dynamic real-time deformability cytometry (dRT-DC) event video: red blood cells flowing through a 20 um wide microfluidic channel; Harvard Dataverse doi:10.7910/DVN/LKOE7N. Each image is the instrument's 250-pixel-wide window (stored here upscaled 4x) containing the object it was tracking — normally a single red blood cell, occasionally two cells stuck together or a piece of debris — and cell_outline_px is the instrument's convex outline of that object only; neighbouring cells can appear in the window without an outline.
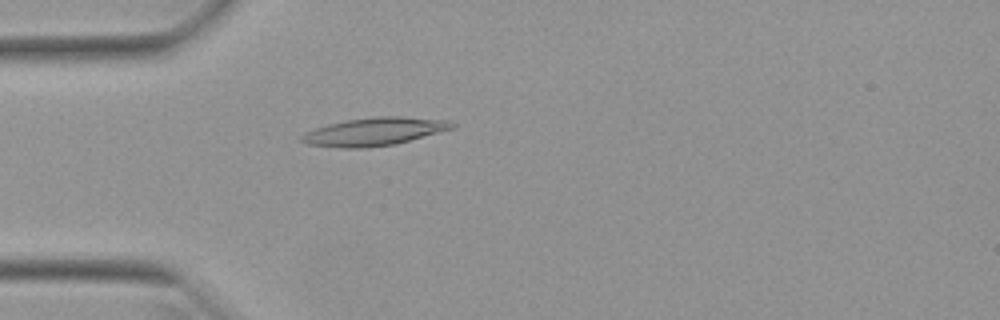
{"species": "Egyptian fruit bat (a non-hibernating species)", "species_latin": "Rousettus aegyptiacus", "temperature_condition": "warm", "stored_images_in_passage": 44, "camera_frame_rate_fps": 3000, "um_per_image_px": 0.085, "animal": {"sex": "female"}, "frame": {"image": 1, "passage_image": 7, "time_ms": 2.0, "image_size_px": [1000, 320], "cell_outline_px": [[456, 128], [396, 144], [364, 148], [344, 148], [308, 144], [300, 140], [300, 136], [304, 132], [328, 124], [348, 120], [376, 116], [400, 116], [448, 120], [456, 124]], "centroid_in_image_um": [31.85, 11.18], "position_along_channel_um": 53.1, "area_um2": 24.62}}
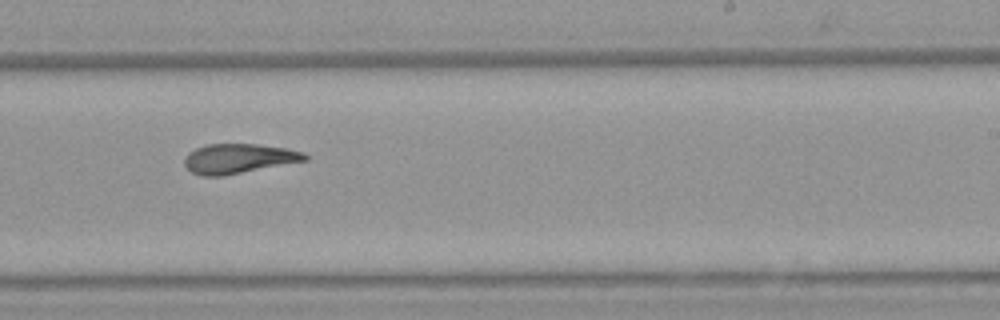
{"frame": {"image": 2, "passage_image": 24, "time_ms": 7.667, "image_size_px": [1000, 320], "cell_outline_px": [[308, 160], [224, 176], [204, 176], [192, 172], [184, 164], [184, 160], [188, 152], [204, 144], [256, 144], [288, 148], [304, 152], [308, 156]], "centroid_in_image_um": [20.3, 13.47], "position_along_channel_um": 268.7, "area_um2": 20.92}}
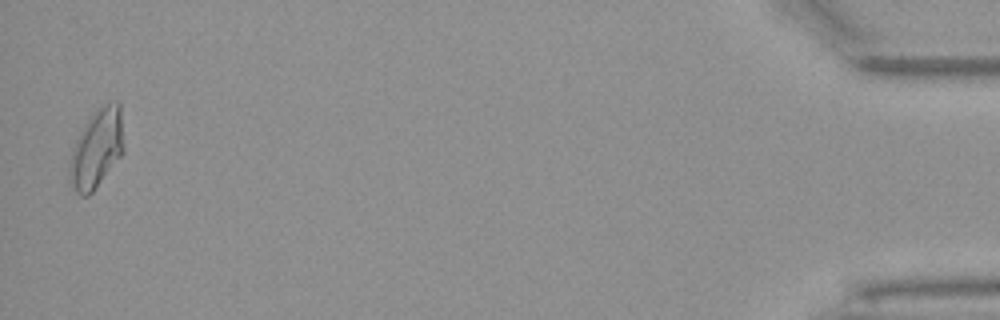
{"frame": {"image": 3, "passage_image": 43, "time_ms": 14.0, "image_size_px": [1000, 320], "cell_outline_px": [[124, 152], [92, 192], [88, 196], [80, 196], [76, 192], [68, 180], [68, 168], [72, 148], [84, 124], [92, 112], [104, 104], [116, 100], [120, 104], [124, 148]], "centroid_in_image_um": [8.2, 12.63], "position_along_channel_um": 427.0, "area_um2": 25.09}, "authors_computed_cell_mechanics": {"area_um2": 21.4727, "velocity_mm_per_s": 3.9527, "shape_relaxation_time_tau1_ms": null, "shape_relaxation_time_tau2_ms": 2.9698, "deformation_change_tau1": null, "deformation_change_tau2": 0.1117}}